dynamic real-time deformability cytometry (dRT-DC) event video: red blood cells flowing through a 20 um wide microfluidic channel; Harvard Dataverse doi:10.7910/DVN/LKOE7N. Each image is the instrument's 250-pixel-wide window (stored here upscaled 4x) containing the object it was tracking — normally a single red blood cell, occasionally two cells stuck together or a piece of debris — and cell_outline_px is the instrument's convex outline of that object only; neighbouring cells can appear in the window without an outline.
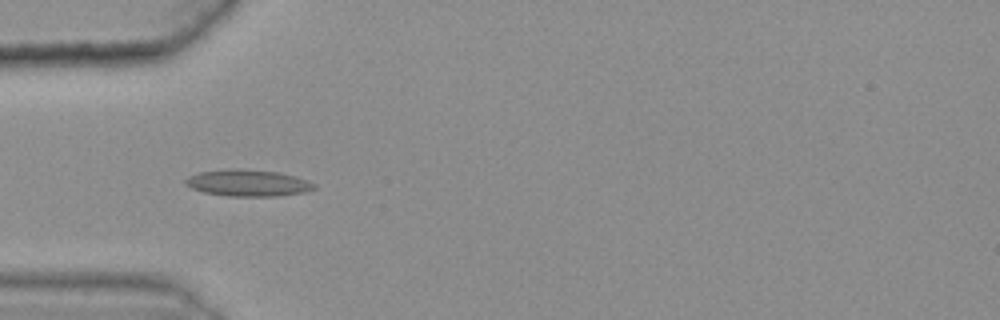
{"species": "common noctule bat (a hibernating species)", "species_latin": "Nyctalus noctula", "temperature_condition": "warm", "stored_images_in_passage": 48, "camera_frame_rate_fps": 3000, "um_per_image_px": 0.085, "animal": {"sex": "female", "body_mass_g": 25.1}, "frame": {"image": 1, "passage_image": 18, "time_ms": 5.667, "image_size_px": [1000, 320], "cell_outline_px": [[316, 188], [304, 192], [276, 196], [228, 196], [204, 192], [192, 188], [184, 184], [184, 180], [188, 176], [200, 172], [280, 172], [296, 176], [308, 180], [316, 184]], "centroid_in_image_um": [21.14, 15.61], "position_along_channel_um": 63.9, "area_um2": 18.84}}
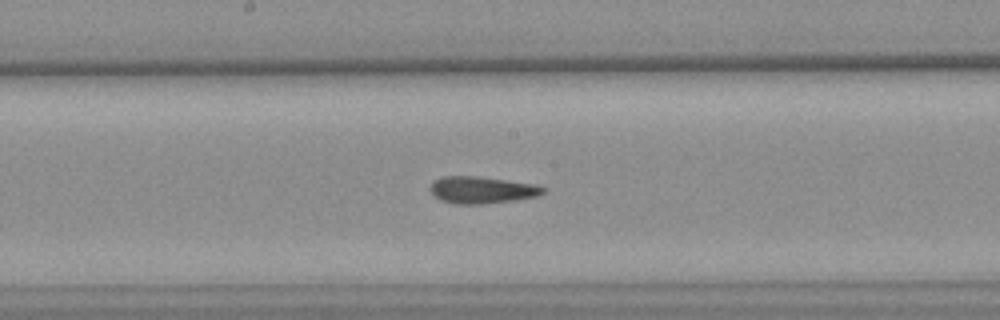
{"frame": {"image": 2, "passage_image": 30, "time_ms": 9.667, "image_size_px": [1000, 320], "cell_outline_px": [[544, 192], [536, 196], [512, 200], [484, 204], [456, 204], [440, 200], [428, 188], [432, 180], [444, 176], [476, 176], [536, 184], [544, 188]], "centroid_in_image_um": [40.9, 16.14], "position_along_channel_um": 207.3, "area_um2": 17.63}}
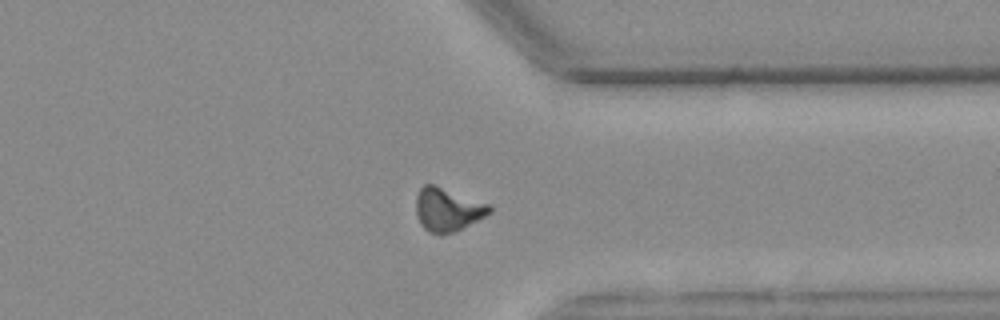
{"frame": {"image": 3, "passage_image": 44, "time_ms": 14.333, "image_size_px": [1000, 320], "cell_outline_px": [[492, 212], [452, 232], [428, 232], [420, 224], [416, 212], [416, 196], [420, 188], [424, 184], [432, 184], [492, 204]], "centroid_in_image_um": [38.04, 17.77], "position_along_channel_um": 373.4, "area_um2": 18.21}, "authors_computed_cell_mechanics": {"area_um2": 18.0914, "velocity_mm_per_s": 3.612, "shape_relaxation_time_tau1_ms": null, "shape_relaxation_time_tau2_ms": 2.7774, "deformation_change_tau1": null, "deformation_change_tau2": 0.0921}}